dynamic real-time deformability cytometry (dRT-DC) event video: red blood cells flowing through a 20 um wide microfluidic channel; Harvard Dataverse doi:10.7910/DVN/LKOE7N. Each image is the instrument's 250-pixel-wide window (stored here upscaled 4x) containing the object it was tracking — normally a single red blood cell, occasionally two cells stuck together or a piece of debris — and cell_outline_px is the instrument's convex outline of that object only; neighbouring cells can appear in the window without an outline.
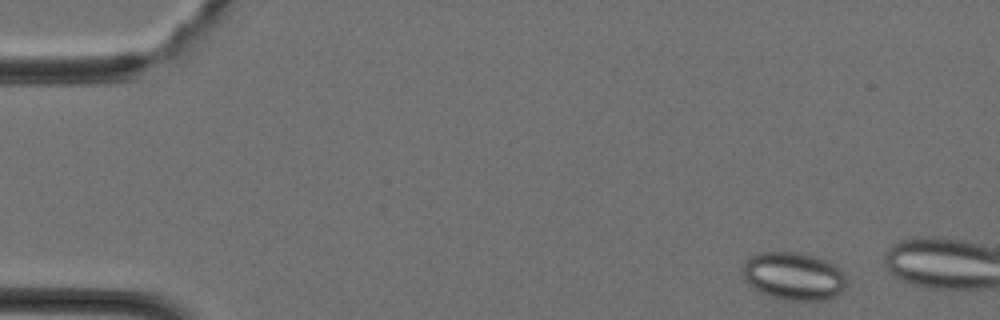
{"species": "Egyptian fruit bat (a non-hibernating species)", "species_latin": "Rousettus aegyptiacus", "temperature_condition": "cold", "stored_images_in_passage": 5, "camera_frame_rate_fps": 3000, "um_per_image_px": 0.085, "animal": {"sex": "female"}, "frame": {"image": 1, "passage_image": 1, "time_ms": 0.0, "image_size_px": [1000, 320], "cell_outline_px": [[844, 288], [836, 296], [828, 300], [788, 300], [768, 296], [752, 288], [744, 280], [744, 264], [752, 256], [760, 252], [796, 252], [812, 256], [824, 260], [840, 268], [844, 272]], "centroid_in_image_um": [67.45, 23.49], "position_along_channel_um": 17.6, "area_um2": 28.73}}